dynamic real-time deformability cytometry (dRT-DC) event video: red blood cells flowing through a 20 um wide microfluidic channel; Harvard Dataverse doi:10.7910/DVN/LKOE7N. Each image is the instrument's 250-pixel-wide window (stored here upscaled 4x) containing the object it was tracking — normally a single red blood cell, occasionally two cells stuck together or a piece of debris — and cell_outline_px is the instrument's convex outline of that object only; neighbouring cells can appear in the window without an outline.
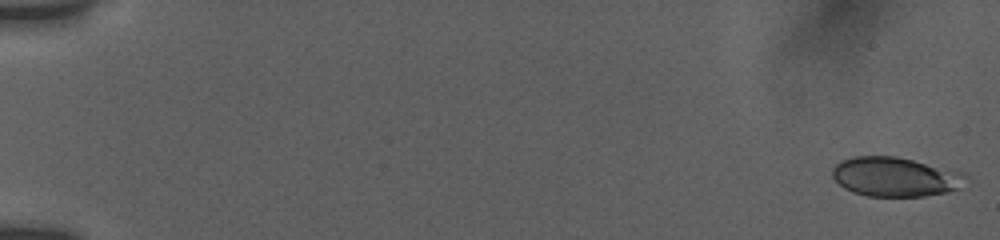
{"species": "human", "species_latin": "Homo sapiens", "temperature_condition": "room temperature", "stored_images_in_passage": 54, "camera_frame_rate_fps": 3000, "um_per_image_px": 0.085, "donor": {"sex": "female"}, "frame": {"image": 1, "passage_image": 1, "time_ms": 0.0, "image_size_px": [1000, 240], "cell_outline_px": [[972, 180], [960, 188], [948, 192], [924, 196], [868, 196], [852, 192], [844, 188], [832, 176], [832, 168], [840, 160], [856, 156], [896, 156], [968, 172], [972, 176]], "centroid_in_image_um": [76.22, 15.02], "position_along_channel_um": 8.8, "area_um2": 31.39}}
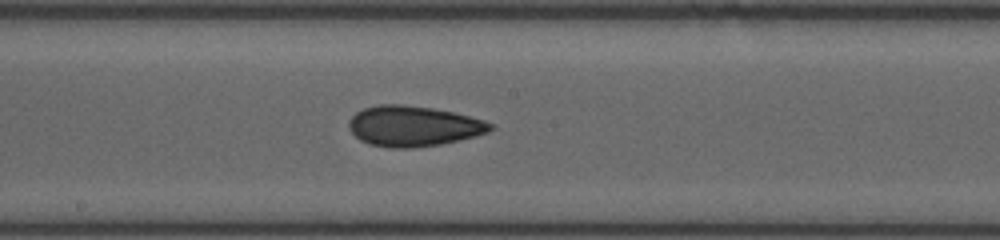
{"frame": {"image": 2, "passage_image": 31, "time_ms": 10.0, "image_size_px": [1000, 240], "cell_outline_px": [[496, 124], [488, 132], [476, 136], [460, 140], [440, 144], [412, 148], [388, 148], [368, 144], [360, 140], [348, 128], [348, 120], [356, 112], [364, 108], [380, 104], [400, 104], [432, 108], [452, 112], [484, 120]], "centroid_in_image_um": [35.12, 10.72], "position_along_channel_um": 213.1, "area_um2": 33.47}}
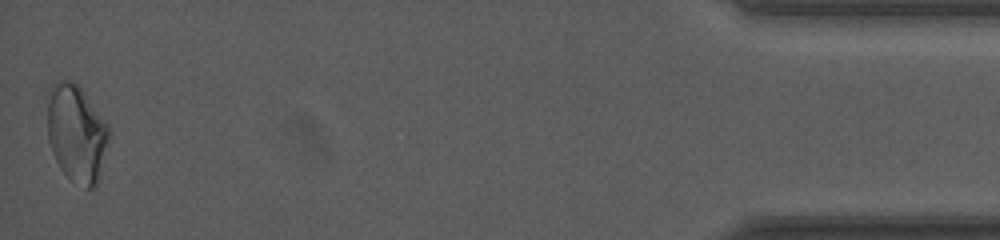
{"frame": {"image": 3, "passage_image": 54, "time_ms": 17.667, "image_size_px": [1000, 240], "cell_outline_px": [[112, 136], [100, 176], [96, 188], [88, 188], [68, 176], [60, 168], [52, 152], [48, 140], [44, 96], [52, 84], [56, 80], [72, 80], [84, 92], [108, 124], [112, 132]], "centroid_in_image_um": [6.49, 11.28], "position_along_channel_um": 428.7, "area_um2": 36.07}, "authors_computed_cell_mechanics": {"area_um2": 32.079, "velocity_mm_per_s": 3.8633, "shape_relaxation_time_tau1_ms": 7.4626, "shape_relaxation_time_tau2_ms": 3.4939, "deformation_change_tau1": 0.1255, "deformation_change_tau2": 0.0896}}